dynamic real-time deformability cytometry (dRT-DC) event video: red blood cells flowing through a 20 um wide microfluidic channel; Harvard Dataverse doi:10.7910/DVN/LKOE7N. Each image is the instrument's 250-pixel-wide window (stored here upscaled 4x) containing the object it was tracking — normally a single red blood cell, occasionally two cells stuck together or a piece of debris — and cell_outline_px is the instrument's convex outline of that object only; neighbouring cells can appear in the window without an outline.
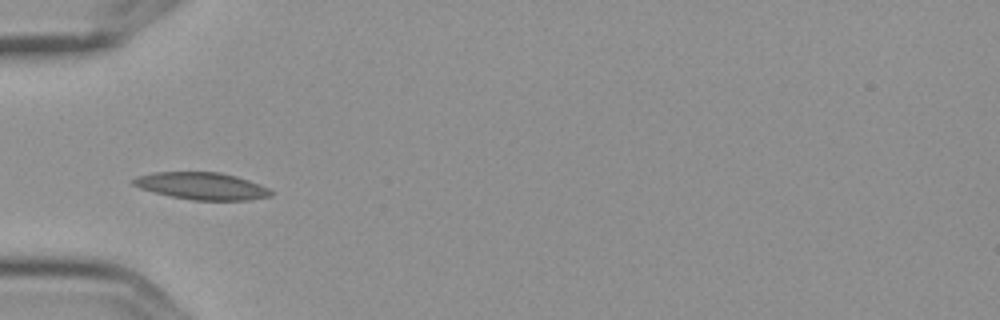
{"species": "Egyptian fruit bat (a non-hibernating species)", "species_latin": "Rousettus aegyptiacus", "temperature_condition": "cold", "stored_images_in_passage": 14, "camera_frame_rate_fps": 3000, "um_per_image_px": 0.085, "frame": {"image": 1, "passage_image": 4, "time_ms": 1.0, "image_size_px": [1000, 320], "cell_outline_px": [[272, 196], [252, 200], [192, 200], [172, 196], [140, 188], [132, 184], [132, 180], [136, 176], [156, 172], [220, 172], [236, 176], [260, 184], [268, 188], [272, 192]], "centroid_in_image_um": [17.18, 15.81], "position_along_channel_um": 67.8, "area_um2": 21.68}}
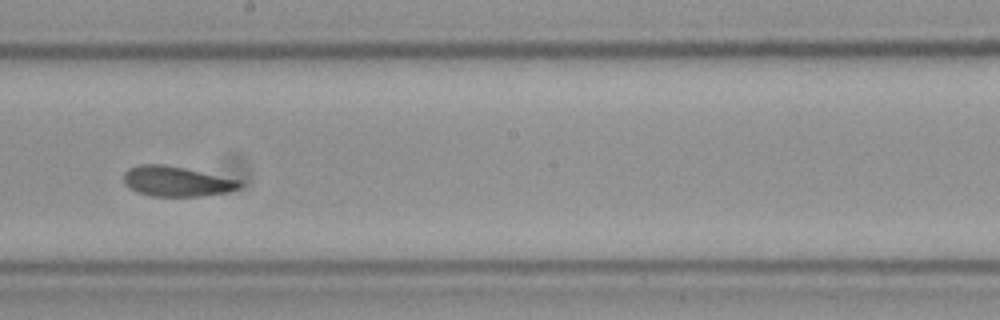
{"frame": {"image": 2, "passage_image": 8, "time_ms": 2.333, "image_size_px": [1000, 320], "cell_outline_px": [[240, 188], [228, 192], [200, 196], [152, 196], [136, 192], [124, 184], [124, 172], [128, 168], [140, 164], [160, 164], [184, 168], [240, 180]], "centroid_in_image_um": [14.97, 15.42], "position_along_channel_um": 233.2, "area_um2": 20.23}}
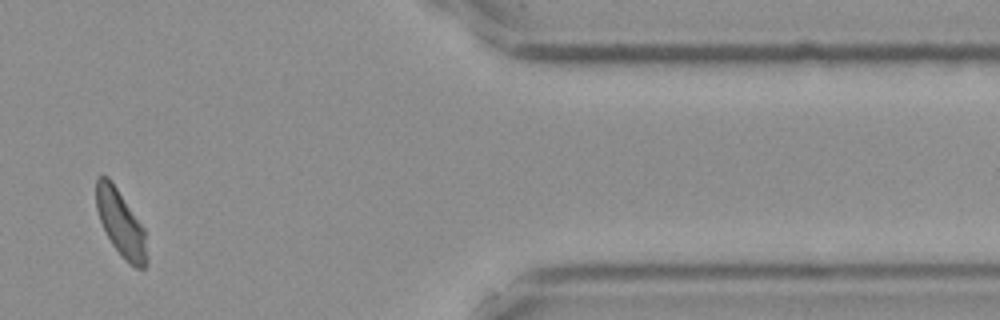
{"frame": {"image": 3, "passage_image": 12, "time_ms": 3.667, "image_size_px": [1000, 320], "cell_outline_px": [[148, 264], [144, 268], [136, 268], [124, 260], [112, 244], [100, 220], [96, 208], [96, 180], [100, 176], [108, 176], [144, 228], [148, 260]], "centroid_in_image_um": [10.28, 19.02], "position_along_channel_um": 401.1, "area_um2": 19.31}}